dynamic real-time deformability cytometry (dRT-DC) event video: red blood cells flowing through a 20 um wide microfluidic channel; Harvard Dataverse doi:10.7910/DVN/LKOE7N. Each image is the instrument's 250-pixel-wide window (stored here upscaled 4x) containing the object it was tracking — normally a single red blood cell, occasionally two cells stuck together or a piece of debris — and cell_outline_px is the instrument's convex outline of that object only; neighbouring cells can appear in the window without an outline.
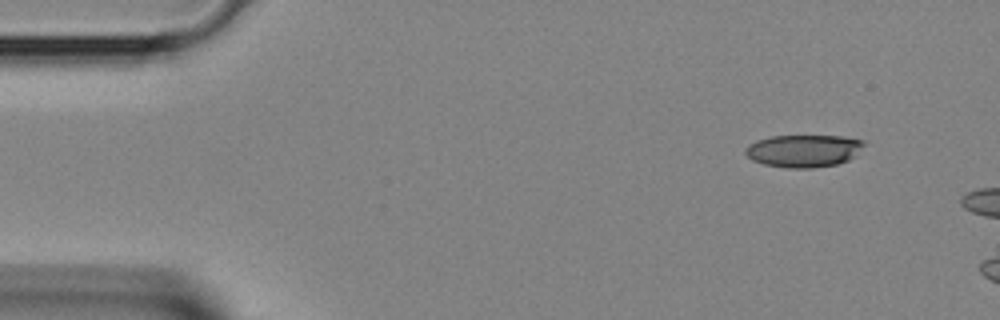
{"species": "Egyptian fruit bat (a non-hibernating species)", "species_latin": "Rousettus aegyptiacus", "temperature_condition": "room temperature", "stored_images_in_passage": 4, "camera_frame_rate_fps": 3000, "um_per_image_px": 0.085, "animal": {"sex": "female"}, "frame": {"image": 1, "passage_image": 1, "time_ms": 0.0, "image_size_px": [1000, 320], "cell_outline_px": [[868, 144], [856, 156], [848, 160], [836, 164], [812, 168], [788, 168], [764, 164], [752, 160], [744, 152], [744, 148], [748, 144], [756, 140], [772, 136], [840, 136], [864, 140]], "centroid_in_image_um": [68.34, 12.81], "position_along_channel_um": 16.7, "area_um2": 22.72}}